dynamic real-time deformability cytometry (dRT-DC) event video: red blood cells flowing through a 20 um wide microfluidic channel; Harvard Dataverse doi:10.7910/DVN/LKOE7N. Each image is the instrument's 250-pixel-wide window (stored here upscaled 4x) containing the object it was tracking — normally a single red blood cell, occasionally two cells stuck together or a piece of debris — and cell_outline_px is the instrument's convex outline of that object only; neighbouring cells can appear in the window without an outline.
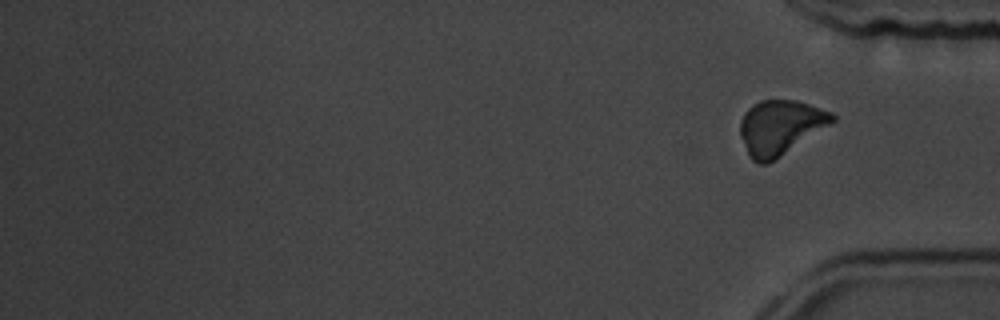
{"species": "common noctule bat (a hibernating species)", "species_latin": "Nyctalus noctula", "temperature_condition": "room temperature", "stored_images_in_passage": 17, "segment_of_instrument_passage": [2, 2], "camera_frame_rate_fps": 3000, "um_per_image_px": 0.085, "animal": {"sex": "male", "body_mass_g": 19.5, "forearm_length_mm": 54.6}, "frame": {"image": 1, "passage_image": 17, "time_ms": 19.333, "image_size_px": [1000, 320], "cell_outline_px": [[836, 120], [768, 164], [760, 164], [752, 160], [748, 156], [740, 136], [740, 120], [744, 112], [752, 104], [760, 100], [796, 100], [832, 112], [836, 116]], "centroid_in_image_um": [66.28, 10.82], "position_along_channel_um": 368.9, "area_um2": 29.25}}